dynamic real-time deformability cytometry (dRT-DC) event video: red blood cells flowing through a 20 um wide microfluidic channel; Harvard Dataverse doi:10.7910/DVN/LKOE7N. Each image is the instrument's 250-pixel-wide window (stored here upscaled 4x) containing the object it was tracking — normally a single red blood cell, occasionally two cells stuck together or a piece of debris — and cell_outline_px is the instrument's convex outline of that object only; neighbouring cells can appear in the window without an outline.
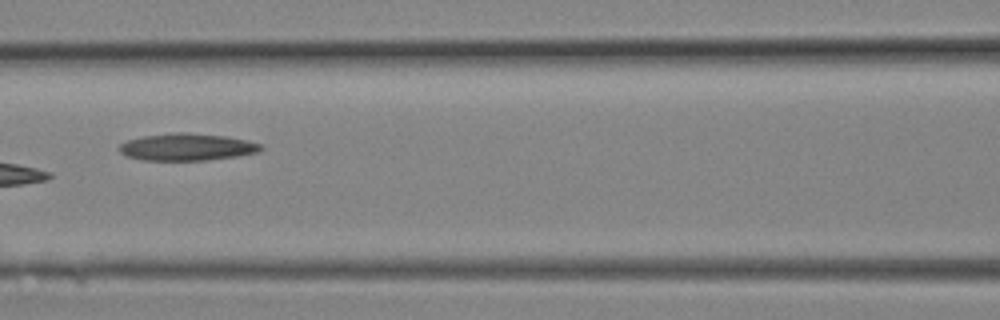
{"species": "Egyptian fruit bat (a non-hibernating species)", "species_latin": "Rousettus aegyptiacus", "temperature_condition": "room temperature", "stored_images_in_passage": 20, "camera_frame_rate_fps": 3000, "um_per_image_px": 0.085, "animal": {"sex": "female"}, "frame": {"image": 1, "passage_image": 9, "time_ms": 2.667, "image_size_px": [1000, 320], "cell_outline_px": [[264, 148], [260, 152], [236, 156], [208, 160], [144, 160], [124, 156], [120, 152], [120, 144], [128, 140], [144, 136], [172, 132], [184, 132], [228, 136], [248, 140], [264, 144]], "centroid_in_image_um": [15.95, 12.49], "position_along_channel_um": 150.7, "area_um2": 22.6}}
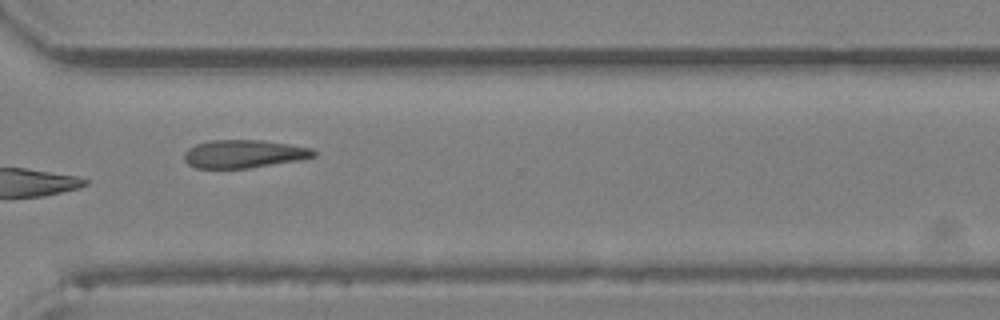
{"frame": {"image": 2, "passage_image": 15, "time_ms": 4.667, "image_size_px": [1000, 320], "cell_outline_px": [[316, 156], [300, 160], [248, 168], [196, 168], [188, 164], [184, 160], [184, 152], [188, 148], [196, 144], [212, 140], [264, 140], [312, 148], [316, 152]], "centroid_in_image_um": [20.72, 13.08], "position_along_channel_um": 349.9, "area_um2": 21.21}}